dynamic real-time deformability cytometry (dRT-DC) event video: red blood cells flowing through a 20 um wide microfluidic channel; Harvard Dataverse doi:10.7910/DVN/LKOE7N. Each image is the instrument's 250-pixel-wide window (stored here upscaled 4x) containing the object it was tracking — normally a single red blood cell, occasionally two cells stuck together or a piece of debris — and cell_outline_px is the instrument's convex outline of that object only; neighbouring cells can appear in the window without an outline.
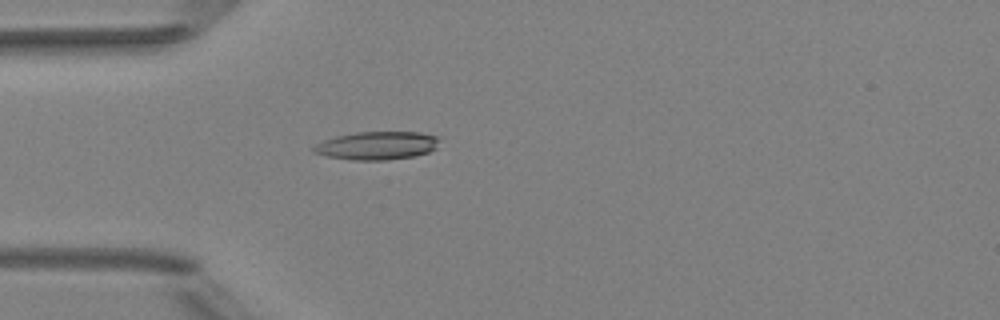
{"species": "Egyptian fruit bat (a non-hibernating species)", "species_latin": "Rousettus aegyptiacus", "temperature_condition": "room temperature", "stored_images_in_passage": 5, "camera_frame_rate_fps": 3000, "um_per_image_px": 0.085, "animal": {"sex": "female"}, "frame": {"image": 1, "passage_image": 5, "time_ms": 4.333, "image_size_px": [1000, 320], "cell_outline_px": [[440, 140], [436, 148], [428, 152], [416, 156], [388, 160], [352, 160], [328, 156], [312, 152], [312, 148], [316, 144], [324, 140], [336, 136], [356, 132], [420, 132], [440, 136]], "centroid_in_image_um": [32.08, 12.37], "position_along_channel_um": 52.9, "area_um2": 20.81}}